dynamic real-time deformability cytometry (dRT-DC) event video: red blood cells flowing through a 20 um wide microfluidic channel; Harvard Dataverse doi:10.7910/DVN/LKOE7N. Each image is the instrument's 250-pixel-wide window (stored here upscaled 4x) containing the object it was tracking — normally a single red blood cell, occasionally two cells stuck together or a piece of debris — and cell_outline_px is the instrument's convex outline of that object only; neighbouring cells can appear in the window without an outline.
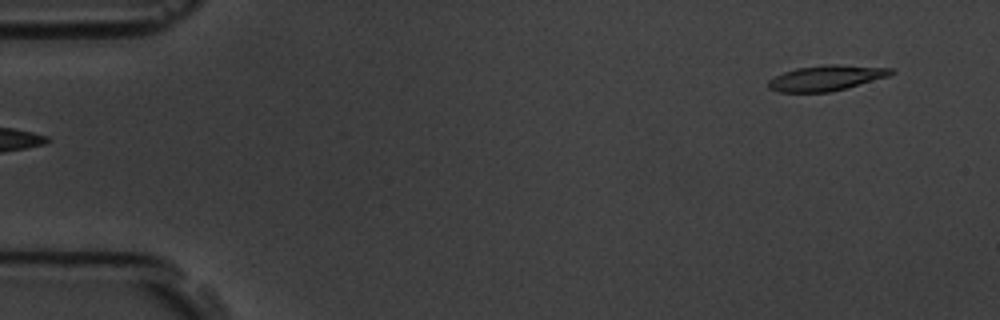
{"species": "common noctule bat (a hibernating species)", "species_latin": "Nyctalus noctula", "temperature_condition": "room temperature", "stored_images_in_passage": 6, "segment_of_instrument_passage": [2, 2], "camera_frame_rate_fps": 3000, "um_per_image_px": 0.085, "animal": {"sex": "male", "body_mass_g": 19.5, "forearm_length_mm": 54.6}, "frame": {"image": 1, "passage_image": 6, "time_ms": 6.0, "image_size_px": [1000, 320], "cell_outline_px": [[896, 72], [888, 76], [844, 88], [828, 92], [780, 92], [768, 88], [768, 80], [784, 72], [796, 68], [824, 64], [836, 64], [892, 68]], "centroid_in_image_um": [70.21, 6.61], "position_along_channel_um": 14.8, "area_um2": 17.98}}